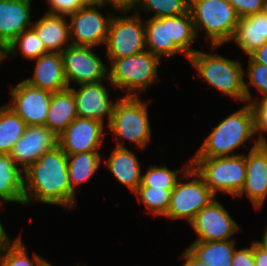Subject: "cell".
Returning <instances> with one entry per match:
<instances>
[{
  "instance_id": "1",
  "label": "cell",
  "mask_w": 267,
  "mask_h": 266,
  "mask_svg": "<svg viewBox=\"0 0 267 266\" xmlns=\"http://www.w3.org/2000/svg\"><path fill=\"white\" fill-rule=\"evenodd\" d=\"M24 204L32 201L72 209L77 203L72 191L67 154L59 147L42 154L24 171Z\"/></svg>"
},
{
  "instance_id": "2",
  "label": "cell",
  "mask_w": 267,
  "mask_h": 266,
  "mask_svg": "<svg viewBox=\"0 0 267 266\" xmlns=\"http://www.w3.org/2000/svg\"><path fill=\"white\" fill-rule=\"evenodd\" d=\"M256 134L252 105L247 103L215 125L194 157H226Z\"/></svg>"
},
{
  "instance_id": "3",
  "label": "cell",
  "mask_w": 267,
  "mask_h": 266,
  "mask_svg": "<svg viewBox=\"0 0 267 266\" xmlns=\"http://www.w3.org/2000/svg\"><path fill=\"white\" fill-rule=\"evenodd\" d=\"M188 60L197 69L198 75L225 96L252 104V94L244 80L245 72L239 61L222 55L196 51Z\"/></svg>"
},
{
  "instance_id": "4",
  "label": "cell",
  "mask_w": 267,
  "mask_h": 266,
  "mask_svg": "<svg viewBox=\"0 0 267 266\" xmlns=\"http://www.w3.org/2000/svg\"><path fill=\"white\" fill-rule=\"evenodd\" d=\"M189 11L196 36L205 32L212 50L232 41L239 17L227 0H189Z\"/></svg>"
},
{
  "instance_id": "5",
  "label": "cell",
  "mask_w": 267,
  "mask_h": 266,
  "mask_svg": "<svg viewBox=\"0 0 267 266\" xmlns=\"http://www.w3.org/2000/svg\"><path fill=\"white\" fill-rule=\"evenodd\" d=\"M159 62L160 58L148 50L113 59L108 70V82L116 89L127 91L124 96L137 97L158 80Z\"/></svg>"
},
{
  "instance_id": "6",
  "label": "cell",
  "mask_w": 267,
  "mask_h": 266,
  "mask_svg": "<svg viewBox=\"0 0 267 266\" xmlns=\"http://www.w3.org/2000/svg\"><path fill=\"white\" fill-rule=\"evenodd\" d=\"M191 167L203 178L205 184L216 196L217 192L237 196L246 179V155L226 157H193Z\"/></svg>"
},
{
  "instance_id": "7",
  "label": "cell",
  "mask_w": 267,
  "mask_h": 266,
  "mask_svg": "<svg viewBox=\"0 0 267 266\" xmlns=\"http://www.w3.org/2000/svg\"><path fill=\"white\" fill-rule=\"evenodd\" d=\"M108 129L115 137L124 138L144 149L151 140L147 103L139 97L124 96L116 100Z\"/></svg>"
},
{
  "instance_id": "8",
  "label": "cell",
  "mask_w": 267,
  "mask_h": 266,
  "mask_svg": "<svg viewBox=\"0 0 267 266\" xmlns=\"http://www.w3.org/2000/svg\"><path fill=\"white\" fill-rule=\"evenodd\" d=\"M183 177L192 179L186 182L178 179L164 217L172 220L185 219L190 223L195 215L216 197L193 167L190 166Z\"/></svg>"
},
{
  "instance_id": "9",
  "label": "cell",
  "mask_w": 267,
  "mask_h": 266,
  "mask_svg": "<svg viewBox=\"0 0 267 266\" xmlns=\"http://www.w3.org/2000/svg\"><path fill=\"white\" fill-rule=\"evenodd\" d=\"M128 11H121V15L113 16L110 26L106 48V59L127 57L146 50L145 24L138 13L126 16Z\"/></svg>"
},
{
  "instance_id": "10",
  "label": "cell",
  "mask_w": 267,
  "mask_h": 266,
  "mask_svg": "<svg viewBox=\"0 0 267 266\" xmlns=\"http://www.w3.org/2000/svg\"><path fill=\"white\" fill-rule=\"evenodd\" d=\"M95 47L70 45L61 52L67 84L78 85L108 80L107 66L92 49Z\"/></svg>"
},
{
  "instance_id": "11",
  "label": "cell",
  "mask_w": 267,
  "mask_h": 266,
  "mask_svg": "<svg viewBox=\"0 0 267 266\" xmlns=\"http://www.w3.org/2000/svg\"><path fill=\"white\" fill-rule=\"evenodd\" d=\"M102 7H82L68 15L70 18L71 44L76 46L98 47L106 44L113 13L108 17L100 11Z\"/></svg>"
},
{
  "instance_id": "12",
  "label": "cell",
  "mask_w": 267,
  "mask_h": 266,
  "mask_svg": "<svg viewBox=\"0 0 267 266\" xmlns=\"http://www.w3.org/2000/svg\"><path fill=\"white\" fill-rule=\"evenodd\" d=\"M10 104L6 103L26 124L44 126L50 108L52 93L29 85L24 80L11 86Z\"/></svg>"
},
{
  "instance_id": "13",
  "label": "cell",
  "mask_w": 267,
  "mask_h": 266,
  "mask_svg": "<svg viewBox=\"0 0 267 266\" xmlns=\"http://www.w3.org/2000/svg\"><path fill=\"white\" fill-rule=\"evenodd\" d=\"M197 236L195 241L232 240L239 226L218 201L213 199L189 223Z\"/></svg>"
},
{
  "instance_id": "14",
  "label": "cell",
  "mask_w": 267,
  "mask_h": 266,
  "mask_svg": "<svg viewBox=\"0 0 267 266\" xmlns=\"http://www.w3.org/2000/svg\"><path fill=\"white\" fill-rule=\"evenodd\" d=\"M103 123L84 117H77L58 136V146L67 154L99 151L103 146V139L106 135Z\"/></svg>"
},
{
  "instance_id": "15",
  "label": "cell",
  "mask_w": 267,
  "mask_h": 266,
  "mask_svg": "<svg viewBox=\"0 0 267 266\" xmlns=\"http://www.w3.org/2000/svg\"><path fill=\"white\" fill-rule=\"evenodd\" d=\"M243 193L255 210H260L267 197V143H260L257 139L246 154V179L236 197H242Z\"/></svg>"
},
{
  "instance_id": "16",
  "label": "cell",
  "mask_w": 267,
  "mask_h": 266,
  "mask_svg": "<svg viewBox=\"0 0 267 266\" xmlns=\"http://www.w3.org/2000/svg\"><path fill=\"white\" fill-rule=\"evenodd\" d=\"M58 146V136L44 126H26L24 134L15 143L9 154L11 159L23 171L29 168L39 157Z\"/></svg>"
},
{
  "instance_id": "17",
  "label": "cell",
  "mask_w": 267,
  "mask_h": 266,
  "mask_svg": "<svg viewBox=\"0 0 267 266\" xmlns=\"http://www.w3.org/2000/svg\"><path fill=\"white\" fill-rule=\"evenodd\" d=\"M103 81L79 85L78 89L69 87L76 101L77 116L97 120L103 124L107 118V126L111 121L113 107L116 102L110 95Z\"/></svg>"
},
{
  "instance_id": "18",
  "label": "cell",
  "mask_w": 267,
  "mask_h": 266,
  "mask_svg": "<svg viewBox=\"0 0 267 266\" xmlns=\"http://www.w3.org/2000/svg\"><path fill=\"white\" fill-rule=\"evenodd\" d=\"M32 25L31 0H0V44L4 49Z\"/></svg>"
},
{
  "instance_id": "19",
  "label": "cell",
  "mask_w": 267,
  "mask_h": 266,
  "mask_svg": "<svg viewBox=\"0 0 267 266\" xmlns=\"http://www.w3.org/2000/svg\"><path fill=\"white\" fill-rule=\"evenodd\" d=\"M34 60L36 61L34 76L24 79L25 82L51 93L61 92L69 88L60 52H48Z\"/></svg>"
},
{
  "instance_id": "20",
  "label": "cell",
  "mask_w": 267,
  "mask_h": 266,
  "mask_svg": "<svg viewBox=\"0 0 267 266\" xmlns=\"http://www.w3.org/2000/svg\"><path fill=\"white\" fill-rule=\"evenodd\" d=\"M119 183L127 186L134 193L141 185V164L134 152L124 145V140L117 141L107 160H103Z\"/></svg>"
},
{
  "instance_id": "21",
  "label": "cell",
  "mask_w": 267,
  "mask_h": 266,
  "mask_svg": "<svg viewBox=\"0 0 267 266\" xmlns=\"http://www.w3.org/2000/svg\"><path fill=\"white\" fill-rule=\"evenodd\" d=\"M45 49L48 52H62L71 45L70 26L64 15L46 13L38 21L33 22Z\"/></svg>"
},
{
  "instance_id": "22",
  "label": "cell",
  "mask_w": 267,
  "mask_h": 266,
  "mask_svg": "<svg viewBox=\"0 0 267 266\" xmlns=\"http://www.w3.org/2000/svg\"><path fill=\"white\" fill-rule=\"evenodd\" d=\"M232 40L248 56L267 42V10L239 18Z\"/></svg>"
},
{
  "instance_id": "23",
  "label": "cell",
  "mask_w": 267,
  "mask_h": 266,
  "mask_svg": "<svg viewBox=\"0 0 267 266\" xmlns=\"http://www.w3.org/2000/svg\"><path fill=\"white\" fill-rule=\"evenodd\" d=\"M77 117L76 101L69 89L52 93L45 122L47 128L60 136Z\"/></svg>"
},
{
  "instance_id": "24",
  "label": "cell",
  "mask_w": 267,
  "mask_h": 266,
  "mask_svg": "<svg viewBox=\"0 0 267 266\" xmlns=\"http://www.w3.org/2000/svg\"><path fill=\"white\" fill-rule=\"evenodd\" d=\"M23 174L9 154H0V205L2 202L24 204Z\"/></svg>"
},
{
  "instance_id": "25",
  "label": "cell",
  "mask_w": 267,
  "mask_h": 266,
  "mask_svg": "<svg viewBox=\"0 0 267 266\" xmlns=\"http://www.w3.org/2000/svg\"><path fill=\"white\" fill-rule=\"evenodd\" d=\"M235 240L194 241L187 249L207 266H232Z\"/></svg>"
},
{
  "instance_id": "26",
  "label": "cell",
  "mask_w": 267,
  "mask_h": 266,
  "mask_svg": "<svg viewBox=\"0 0 267 266\" xmlns=\"http://www.w3.org/2000/svg\"><path fill=\"white\" fill-rule=\"evenodd\" d=\"M145 44L146 50L160 59L181 53L169 39L168 23L164 18L145 20Z\"/></svg>"
},
{
  "instance_id": "27",
  "label": "cell",
  "mask_w": 267,
  "mask_h": 266,
  "mask_svg": "<svg viewBox=\"0 0 267 266\" xmlns=\"http://www.w3.org/2000/svg\"><path fill=\"white\" fill-rule=\"evenodd\" d=\"M168 23L169 39L186 58L197 50L192 47L196 33L190 11L177 16L163 17Z\"/></svg>"
},
{
  "instance_id": "28",
  "label": "cell",
  "mask_w": 267,
  "mask_h": 266,
  "mask_svg": "<svg viewBox=\"0 0 267 266\" xmlns=\"http://www.w3.org/2000/svg\"><path fill=\"white\" fill-rule=\"evenodd\" d=\"M101 161L99 151L67 155L69 183L74 193L78 185L93 177Z\"/></svg>"
},
{
  "instance_id": "29",
  "label": "cell",
  "mask_w": 267,
  "mask_h": 266,
  "mask_svg": "<svg viewBox=\"0 0 267 266\" xmlns=\"http://www.w3.org/2000/svg\"><path fill=\"white\" fill-rule=\"evenodd\" d=\"M25 129V122L8 105L0 106V154H10Z\"/></svg>"
},
{
  "instance_id": "30",
  "label": "cell",
  "mask_w": 267,
  "mask_h": 266,
  "mask_svg": "<svg viewBox=\"0 0 267 266\" xmlns=\"http://www.w3.org/2000/svg\"><path fill=\"white\" fill-rule=\"evenodd\" d=\"M46 259L33 252V259L27 255V248L19 235L9 239L0 249V266H46Z\"/></svg>"
},
{
  "instance_id": "31",
  "label": "cell",
  "mask_w": 267,
  "mask_h": 266,
  "mask_svg": "<svg viewBox=\"0 0 267 266\" xmlns=\"http://www.w3.org/2000/svg\"><path fill=\"white\" fill-rule=\"evenodd\" d=\"M191 166V160L185 167L170 170L167 166L150 165L146 173L142 174L141 185L139 187H152L153 189L173 190L178 179L182 178V174Z\"/></svg>"
},
{
  "instance_id": "32",
  "label": "cell",
  "mask_w": 267,
  "mask_h": 266,
  "mask_svg": "<svg viewBox=\"0 0 267 266\" xmlns=\"http://www.w3.org/2000/svg\"><path fill=\"white\" fill-rule=\"evenodd\" d=\"M17 47H19L20 53L28 60L36 59L39 56L48 53L45 49L42 41L37 35L36 31L31 27L25 30L22 34L18 35L5 49V57L12 54L17 55Z\"/></svg>"
},
{
  "instance_id": "33",
  "label": "cell",
  "mask_w": 267,
  "mask_h": 266,
  "mask_svg": "<svg viewBox=\"0 0 267 266\" xmlns=\"http://www.w3.org/2000/svg\"><path fill=\"white\" fill-rule=\"evenodd\" d=\"M173 190L153 189L152 187H138L133 193L147 208V213L165 216L171 201Z\"/></svg>"
},
{
  "instance_id": "34",
  "label": "cell",
  "mask_w": 267,
  "mask_h": 266,
  "mask_svg": "<svg viewBox=\"0 0 267 266\" xmlns=\"http://www.w3.org/2000/svg\"><path fill=\"white\" fill-rule=\"evenodd\" d=\"M138 3L141 6L135 7L133 11L152 12L154 15L151 18L177 16L189 11V0H139Z\"/></svg>"
},
{
  "instance_id": "35",
  "label": "cell",
  "mask_w": 267,
  "mask_h": 266,
  "mask_svg": "<svg viewBox=\"0 0 267 266\" xmlns=\"http://www.w3.org/2000/svg\"><path fill=\"white\" fill-rule=\"evenodd\" d=\"M248 59V83L261 93L260 100L267 99V66L256 63L249 56Z\"/></svg>"
},
{
  "instance_id": "36",
  "label": "cell",
  "mask_w": 267,
  "mask_h": 266,
  "mask_svg": "<svg viewBox=\"0 0 267 266\" xmlns=\"http://www.w3.org/2000/svg\"><path fill=\"white\" fill-rule=\"evenodd\" d=\"M252 108L255 116V131L258 134L256 138L260 143H267L264 132L267 133V99H252Z\"/></svg>"
},
{
  "instance_id": "37",
  "label": "cell",
  "mask_w": 267,
  "mask_h": 266,
  "mask_svg": "<svg viewBox=\"0 0 267 266\" xmlns=\"http://www.w3.org/2000/svg\"><path fill=\"white\" fill-rule=\"evenodd\" d=\"M235 9L239 18L262 12L267 7V0H227Z\"/></svg>"
},
{
  "instance_id": "38",
  "label": "cell",
  "mask_w": 267,
  "mask_h": 266,
  "mask_svg": "<svg viewBox=\"0 0 267 266\" xmlns=\"http://www.w3.org/2000/svg\"><path fill=\"white\" fill-rule=\"evenodd\" d=\"M49 10L46 13L68 16L81 8L80 0H46Z\"/></svg>"
},
{
  "instance_id": "39",
  "label": "cell",
  "mask_w": 267,
  "mask_h": 266,
  "mask_svg": "<svg viewBox=\"0 0 267 266\" xmlns=\"http://www.w3.org/2000/svg\"><path fill=\"white\" fill-rule=\"evenodd\" d=\"M232 266H256L254 260V242L250 247L236 249L233 254Z\"/></svg>"
},
{
  "instance_id": "40",
  "label": "cell",
  "mask_w": 267,
  "mask_h": 266,
  "mask_svg": "<svg viewBox=\"0 0 267 266\" xmlns=\"http://www.w3.org/2000/svg\"><path fill=\"white\" fill-rule=\"evenodd\" d=\"M106 5H109L110 7L114 9V11H130L131 9L134 10L135 7L138 6V1L139 0H105Z\"/></svg>"
},
{
  "instance_id": "41",
  "label": "cell",
  "mask_w": 267,
  "mask_h": 266,
  "mask_svg": "<svg viewBox=\"0 0 267 266\" xmlns=\"http://www.w3.org/2000/svg\"><path fill=\"white\" fill-rule=\"evenodd\" d=\"M254 260L256 266H267V249L259 241H254Z\"/></svg>"
},
{
  "instance_id": "42",
  "label": "cell",
  "mask_w": 267,
  "mask_h": 266,
  "mask_svg": "<svg viewBox=\"0 0 267 266\" xmlns=\"http://www.w3.org/2000/svg\"><path fill=\"white\" fill-rule=\"evenodd\" d=\"M253 61L267 66V42L248 55Z\"/></svg>"
},
{
  "instance_id": "43",
  "label": "cell",
  "mask_w": 267,
  "mask_h": 266,
  "mask_svg": "<svg viewBox=\"0 0 267 266\" xmlns=\"http://www.w3.org/2000/svg\"><path fill=\"white\" fill-rule=\"evenodd\" d=\"M180 257L186 260L182 266H207L204 262L196 258L188 249H186Z\"/></svg>"
},
{
  "instance_id": "44",
  "label": "cell",
  "mask_w": 267,
  "mask_h": 266,
  "mask_svg": "<svg viewBox=\"0 0 267 266\" xmlns=\"http://www.w3.org/2000/svg\"><path fill=\"white\" fill-rule=\"evenodd\" d=\"M81 8L82 7H105L106 1L105 0H80Z\"/></svg>"
},
{
  "instance_id": "45",
  "label": "cell",
  "mask_w": 267,
  "mask_h": 266,
  "mask_svg": "<svg viewBox=\"0 0 267 266\" xmlns=\"http://www.w3.org/2000/svg\"><path fill=\"white\" fill-rule=\"evenodd\" d=\"M9 239L10 238L8 234L6 233L5 229L3 228V225L0 222V246H3Z\"/></svg>"
},
{
  "instance_id": "46",
  "label": "cell",
  "mask_w": 267,
  "mask_h": 266,
  "mask_svg": "<svg viewBox=\"0 0 267 266\" xmlns=\"http://www.w3.org/2000/svg\"><path fill=\"white\" fill-rule=\"evenodd\" d=\"M259 242L267 249V227L264 230L262 241L259 240Z\"/></svg>"
},
{
  "instance_id": "47",
  "label": "cell",
  "mask_w": 267,
  "mask_h": 266,
  "mask_svg": "<svg viewBox=\"0 0 267 266\" xmlns=\"http://www.w3.org/2000/svg\"><path fill=\"white\" fill-rule=\"evenodd\" d=\"M6 57H5V49L4 47L0 44V64H1V61L4 60Z\"/></svg>"
},
{
  "instance_id": "48",
  "label": "cell",
  "mask_w": 267,
  "mask_h": 266,
  "mask_svg": "<svg viewBox=\"0 0 267 266\" xmlns=\"http://www.w3.org/2000/svg\"><path fill=\"white\" fill-rule=\"evenodd\" d=\"M46 266H53V265H52L51 263L48 262V263L46 264Z\"/></svg>"
}]
</instances>
